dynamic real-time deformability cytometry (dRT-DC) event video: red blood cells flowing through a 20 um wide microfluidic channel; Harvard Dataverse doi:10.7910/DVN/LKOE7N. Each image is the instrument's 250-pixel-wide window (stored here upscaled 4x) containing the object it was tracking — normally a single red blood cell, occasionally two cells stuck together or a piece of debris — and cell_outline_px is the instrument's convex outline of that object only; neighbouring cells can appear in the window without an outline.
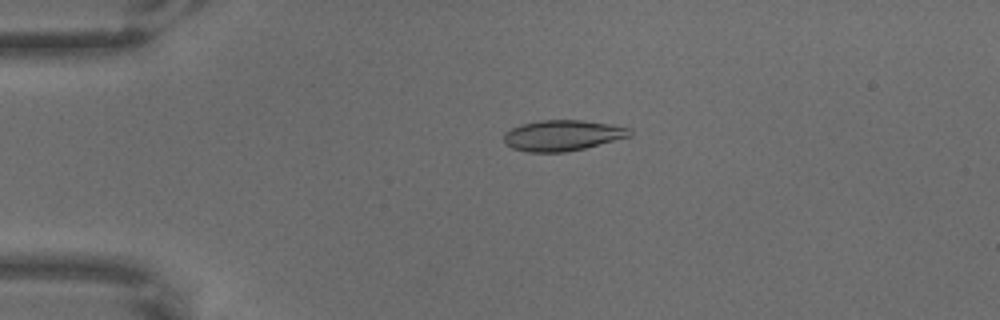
{"species": "common noctule bat (a hibernating species)", "species_latin": "Nyctalus noctula", "temperature_condition": "warm", "stored_images_in_passage": 65, "camera_frame_rate_fps": 3000, "um_per_image_px": 0.085, "animal": {"sex": "male", "body_mass_g": 18.8}, "frame": {"image": 1, "passage_image": 15, "time_ms": 4.667, "image_size_px": [1000, 320], "cell_outline_px": [[632, 136], [584, 148], [564, 152], [528, 152], [512, 148], [504, 144], [504, 132], [520, 124], [536, 120], [580, 120], [612, 124], [632, 128]], "centroid_in_image_um": [47.81, 11.5], "position_along_channel_um": 37.2, "area_um2": 22.77}}
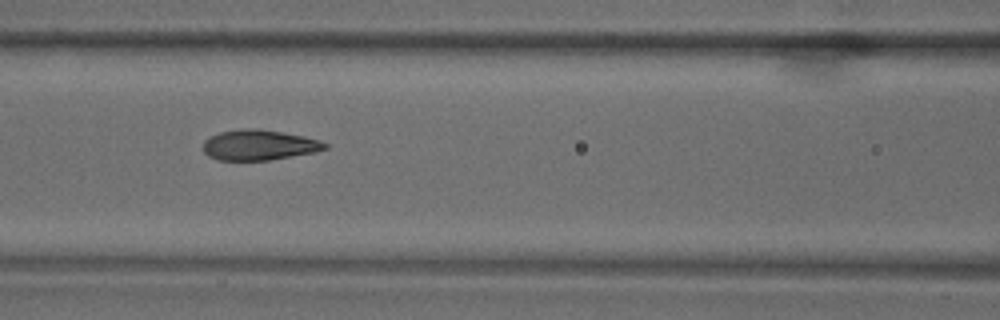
{"frame": {"image": 2, "passage_image": 29, "time_ms": 9.333, "image_size_px": [1000, 320], "cell_outline_px": [[328, 148], [316, 152], [268, 160], [220, 160], [208, 156], [204, 152], [204, 140], [220, 132], [244, 128], [260, 128], [304, 136], [320, 140], [328, 144]], "centroid_in_image_um": [22.05, 12.32], "position_along_channel_um": 144.6, "area_um2": 21.56}}
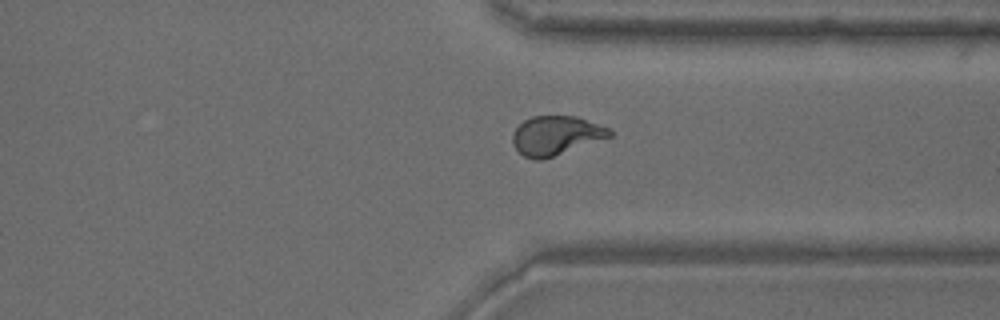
{"frame": {"image": 3, "passage_image": 50, "time_ms": 16.333, "image_size_px": [1000, 320], "cell_outline_px": [[612, 136], [540, 160], [536, 160], [524, 156], [512, 144], [512, 132], [524, 120], [532, 116], [576, 116], [608, 128], [612, 132]], "centroid_in_image_um": [47.21, 11.5], "position_along_channel_um": 364.2, "area_um2": 21.73}}